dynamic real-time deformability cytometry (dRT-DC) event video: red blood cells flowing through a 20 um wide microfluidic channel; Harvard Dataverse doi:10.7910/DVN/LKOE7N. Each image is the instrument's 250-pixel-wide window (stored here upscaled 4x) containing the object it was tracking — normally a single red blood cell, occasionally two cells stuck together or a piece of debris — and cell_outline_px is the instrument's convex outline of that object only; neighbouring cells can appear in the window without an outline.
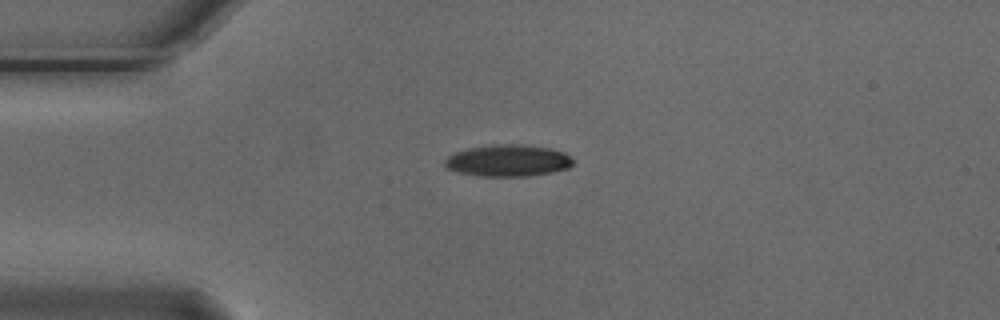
{"species": "Egyptian fruit bat (a non-hibernating species)", "species_latin": "Rousettus aegyptiacus", "temperature_condition": "cold", "stored_images_in_passage": 2, "camera_frame_rate_fps": 3000, "um_per_image_px": 0.085, "animal": {"sex": "male"}, "frame": {"image": 1, "passage_image": 1, "time_ms": 0.0, "image_size_px": [1000, 320], "cell_outline_px": [[572, 164], [568, 168], [552, 172], [528, 176], [480, 176], [460, 172], [448, 168], [444, 164], [444, 160], [448, 156], [456, 152], [468, 148], [492, 144], [520, 144], [548, 148], [564, 152], [572, 160]], "centroid_in_image_um": [43.17, 13.64], "position_along_channel_um": 41.8, "area_um2": 23.52}}